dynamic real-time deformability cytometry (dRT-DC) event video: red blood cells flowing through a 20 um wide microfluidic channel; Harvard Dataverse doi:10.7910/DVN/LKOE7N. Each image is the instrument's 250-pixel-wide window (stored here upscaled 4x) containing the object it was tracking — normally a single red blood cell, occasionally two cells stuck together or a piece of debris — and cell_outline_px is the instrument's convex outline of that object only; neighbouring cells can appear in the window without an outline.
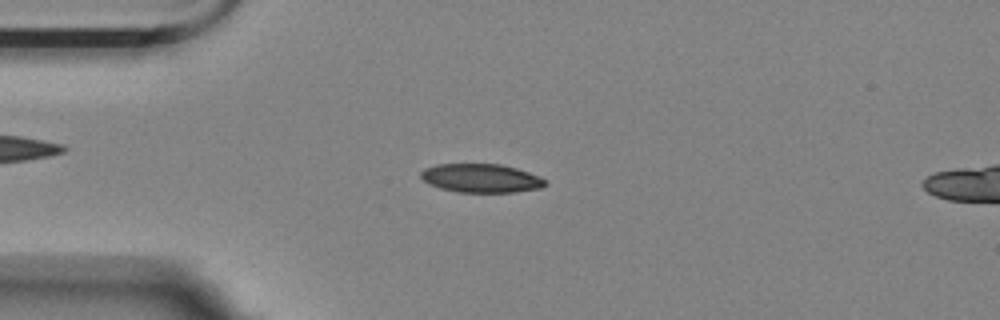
{"species": "Egyptian fruit bat (a non-hibernating species)", "species_latin": "Rousettus aegyptiacus", "temperature_condition": "room temperature", "stored_images_in_passage": 6, "camera_frame_rate_fps": 3000, "um_per_image_px": 0.085, "animal": {"sex": "female"}, "frame": {"image": 1, "passage_image": 3, "time_ms": 0.667, "image_size_px": [1000, 320], "cell_outline_px": [[548, 184], [540, 188], [516, 192], [456, 192], [440, 188], [428, 184], [420, 176], [420, 172], [424, 168], [436, 164], [500, 164], [516, 168], [540, 176]], "centroid_in_image_um": [40.87, 15.14], "position_along_channel_um": 44.1, "area_um2": 20.87}}
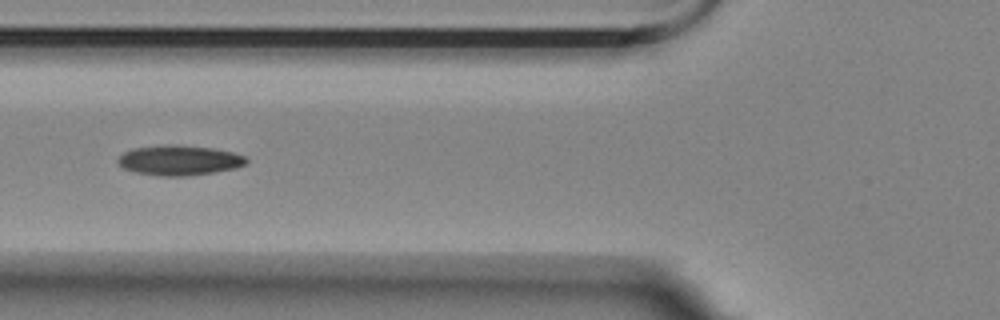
{"frame": {"image": 2, "passage_image": 5, "time_ms": 1.333, "image_size_px": [1000, 320], "cell_outline_px": [[248, 160], [244, 164], [236, 168], [212, 172], [184, 176], [160, 176], [136, 172], [124, 168], [116, 160], [124, 152], [132, 148], [212, 148], [232, 152], [244, 156]], "centroid_in_image_um": [15.25, 13.68], "position_along_channel_um": 110.5, "area_um2": 21.04}}
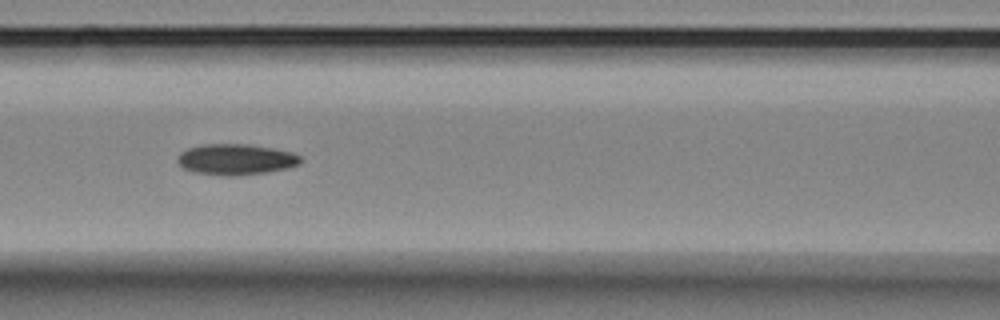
{"frame": {"image": 3, "passage_image": 6, "time_ms": 1.667, "image_size_px": [1000, 320], "cell_outline_px": [[300, 164], [288, 168], [268, 172], [232, 176], [192, 172], [184, 168], [176, 160], [176, 156], [180, 152], [188, 148], [200, 144], [248, 144], [272, 148], [292, 152], [300, 156]], "centroid_in_image_um": [20.02, 13.54], "position_along_channel_um": 146.6, "area_um2": 22.2}}